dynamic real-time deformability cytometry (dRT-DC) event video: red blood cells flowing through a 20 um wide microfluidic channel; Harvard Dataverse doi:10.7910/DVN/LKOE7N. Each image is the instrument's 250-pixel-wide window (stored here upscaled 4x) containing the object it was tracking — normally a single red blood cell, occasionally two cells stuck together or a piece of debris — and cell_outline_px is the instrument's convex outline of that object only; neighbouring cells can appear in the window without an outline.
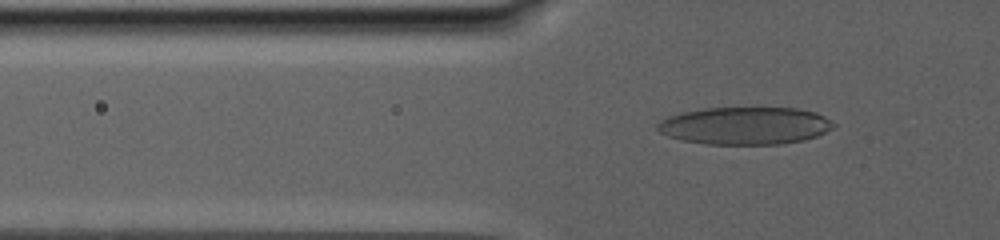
{"species": "human", "species_latin": "Homo sapiens", "temperature_condition": "warm", "stored_images_in_passage": 108, "camera_frame_rate_fps": 3000, "um_per_image_px": 0.085, "donor": {"sex": "male"}, "frame": {"image": 1, "passage_image": 2, "time_ms": 0.333, "image_size_px": [1000, 240], "cell_outline_px": [[836, 128], [816, 136], [804, 140], [780, 144], [708, 144], [680, 140], [668, 136], [660, 132], [656, 128], [656, 124], [660, 120], [668, 116], [680, 112], [704, 108], [796, 108], [816, 112], [832, 120], [836, 124]], "centroid_in_image_um": [63.34, 10.68], "position_along_channel_um": 62.5, "area_um2": 38.84}}
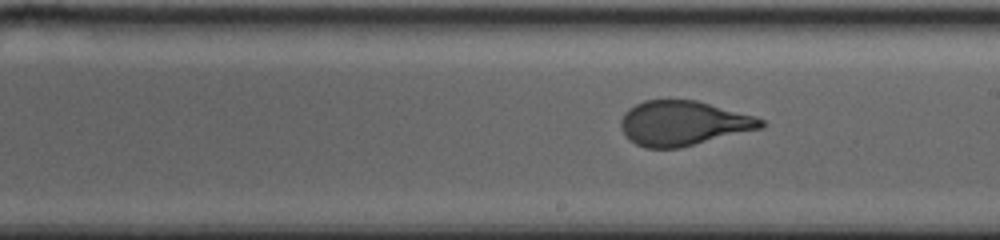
{"frame": {"image": 2, "passage_image": 47, "time_ms": 7.333, "image_size_px": [1000, 240], "cell_outline_px": [[764, 128], [680, 148], [644, 148], [628, 140], [620, 124], [620, 120], [624, 112], [628, 108], [644, 100], [696, 100], [756, 116], [764, 120]], "centroid_in_image_um": [58.08, 10.48], "position_along_channel_um": 230.9, "area_um2": 36.76}}
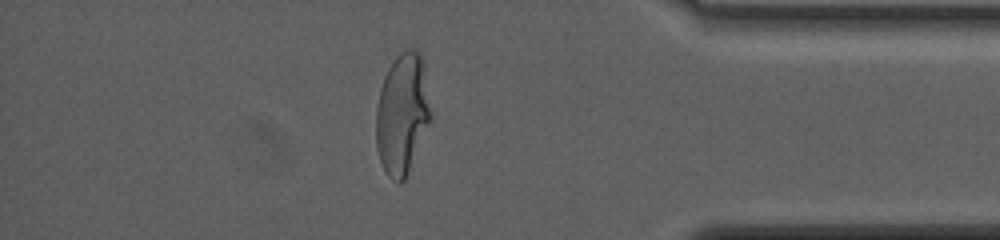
{"frame": {"image": 3, "passage_image": 93, "time_ms": 14.667, "image_size_px": [1000, 240], "cell_outline_px": [[432, 116], [408, 172], [404, 180], [400, 184], [392, 180], [384, 172], [376, 148], [376, 108], [380, 88], [384, 76], [388, 68], [396, 56], [400, 52], [408, 48], [416, 48], [420, 52]], "centroid_in_image_um": [34.16, 9.69], "position_along_channel_um": 401.0, "area_um2": 38.44}, "authors_computed_cell_mechanics": {"area_um2": 37.6278, "velocity_mm_per_s": 2.5927, "shape_relaxation_time_tau1_ms": 8.128, "shape_relaxation_time_tau2_ms": null, "deformation_change_tau1": 0.246, "deformation_change_tau2": null}}